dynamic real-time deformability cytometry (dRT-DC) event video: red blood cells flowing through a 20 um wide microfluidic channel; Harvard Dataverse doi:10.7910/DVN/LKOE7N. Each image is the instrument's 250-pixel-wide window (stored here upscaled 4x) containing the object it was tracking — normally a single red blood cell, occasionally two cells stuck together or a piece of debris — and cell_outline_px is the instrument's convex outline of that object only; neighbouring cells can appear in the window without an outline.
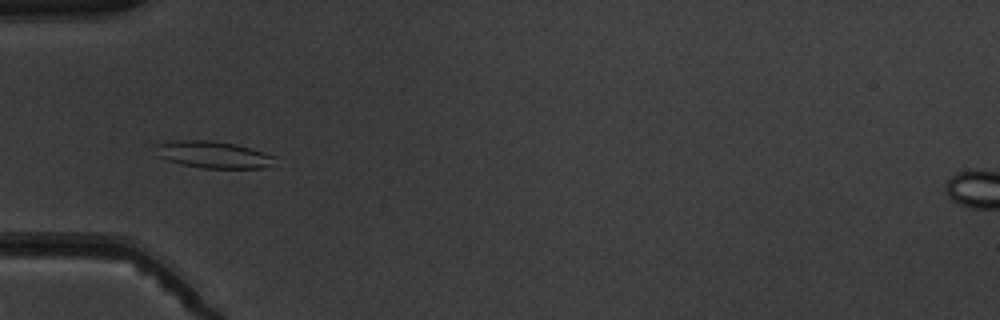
{"species": "common noctule bat (a hibernating species)", "species_latin": "Nyctalus noctula", "temperature_condition": "warm", "stored_images_in_passage": 7, "camera_frame_rate_fps": 3000, "um_per_image_px": 0.085, "animal": {"sex": "male", "body_mass_g": 19.5, "forearm_length_mm": 54.6}, "frame": {"image": 1, "passage_image": 6, "time_ms": 6.0, "image_size_px": [1000, 320], "cell_outline_px": [[276, 156], [264, 168], [204, 168], [180, 164], [156, 156], [156, 144], [176, 140], [208, 140], [236, 144]], "centroid_in_image_um": [18.06, 13.14], "position_along_channel_um": 66.9, "area_um2": 18.44}}